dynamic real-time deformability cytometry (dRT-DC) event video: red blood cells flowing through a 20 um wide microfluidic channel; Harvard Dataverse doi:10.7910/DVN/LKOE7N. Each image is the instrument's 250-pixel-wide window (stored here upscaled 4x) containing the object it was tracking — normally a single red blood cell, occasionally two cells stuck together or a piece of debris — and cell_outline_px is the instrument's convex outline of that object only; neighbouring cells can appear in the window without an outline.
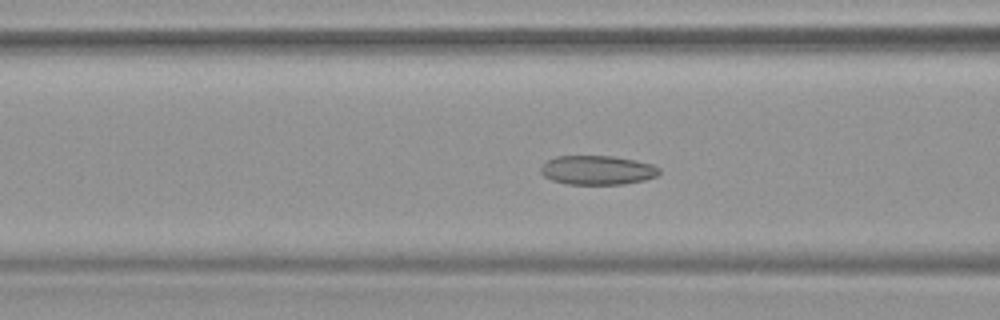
{"species": "common noctule bat (a hibernating species)", "species_latin": "Nyctalus noctula", "temperature_condition": "warm", "stored_images_in_passage": 38, "camera_frame_rate_fps": 3000, "um_per_image_px": 0.085, "animal": {"sex": "female", "body_mass_g": 19.9}, "frame": {"image": 1, "passage_image": 5, "time_ms": 1.333, "image_size_px": [1000, 320], "cell_outline_px": [[660, 172], [656, 176], [644, 180], [624, 184], [568, 184], [552, 180], [544, 176], [540, 172], [540, 168], [548, 160], [556, 156], [612, 156], [636, 160], [652, 164], [660, 168]], "centroid_in_image_um": [50.79, 14.46], "position_along_channel_um": 115.8, "area_um2": 20.11}}
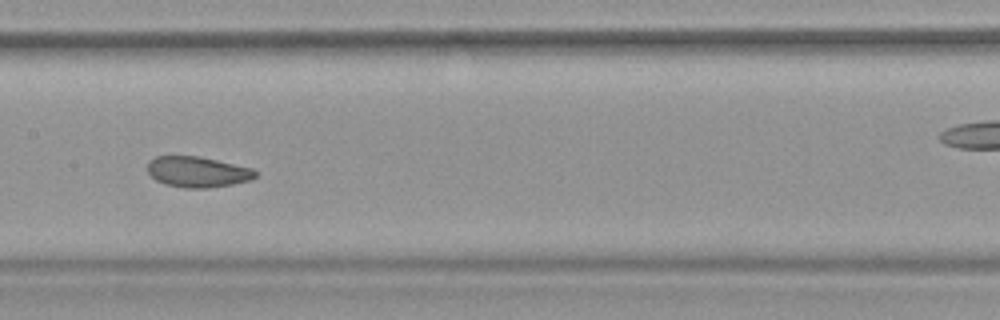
{"frame": {"image": 2, "passage_image": 11, "time_ms": 3.333, "image_size_px": [1000, 320], "cell_outline_px": [[256, 176], [252, 180], [232, 184], [208, 188], [184, 188], [164, 184], [156, 180], [148, 172], [148, 160], [156, 156], [196, 156], [216, 160], [252, 168], [256, 172]], "centroid_in_image_um": [16.77, 14.62], "position_along_channel_um": 190.6, "area_um2": 19.25}}
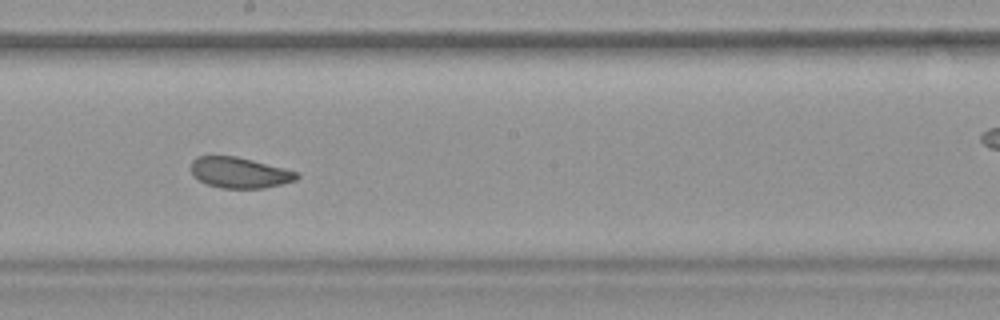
{"frame": {"image": 3, "passage_image": 14, "time_ms": 4.333, "image_size_px": [1000, 320], "cell_outline_px": [[300, 176], [296, 180], [264, 188], [220, 188], [204, 184], [192, 172], [192, 160], [196, 156], [236, 156], [284, 168], [296, 172]], "centroid_in_image_um": [20.35, 14.68], "position_along_channel_um": 227.9, "area_um2": 18.79}, "authors_computed_cell_mechanics": {"area_um2": 19.941, "velocity_mm_per_s": 3.7464, "shape_relaxation_time_tau1_ms": 6.6943, "shape_relaxation_time_tau2_ms": 1.7678, "deformation_change_tau1": 0.111, "deformation_change_tau2": 0.076}}